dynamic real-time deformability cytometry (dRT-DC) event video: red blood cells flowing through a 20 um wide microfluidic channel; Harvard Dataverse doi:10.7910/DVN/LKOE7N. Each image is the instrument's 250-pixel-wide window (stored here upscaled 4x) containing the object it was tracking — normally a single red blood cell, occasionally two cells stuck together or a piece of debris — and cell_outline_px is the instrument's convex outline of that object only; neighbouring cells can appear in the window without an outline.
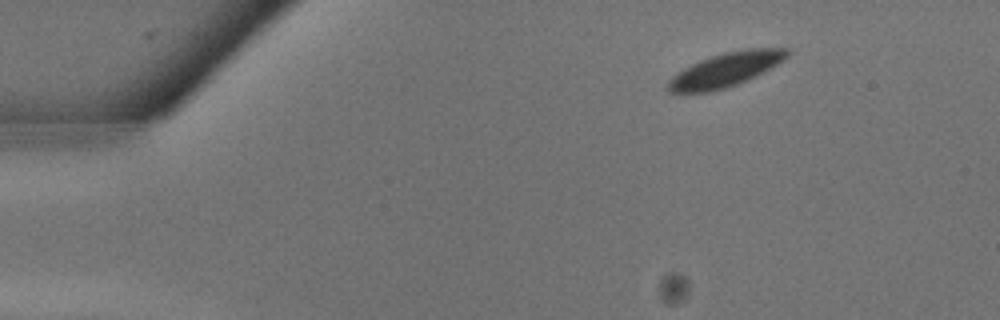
{"species": "common noctule bat (a hibernating species)", "species_latin": "Nyctalus noctula", "temperature_condition": "warm", "stored_images_in_passage": 8, "camera_frame_rate_fps": 3000, "um_per_image_px": 0.085, "animal": {"sex": "male", "body_mass_g": 13.3}, "frame": {"image": 1, "passage_image": 3, "time_ms": 0.667, "image_size_px": [1000, 320], "cell_outline_px": [[792, 52], [788, 56], [776, 64], [736, 84], [724, 88], [708, 92], [668, 92], [664, 88], [668, 80], [676, 72], [700, 60], [724, 52], [748, 48], [792, 48]], "centroid_in_image_um": [61.62, 5.91], "position_along_channel_um": 23.4, "area_um2": 23.29}}